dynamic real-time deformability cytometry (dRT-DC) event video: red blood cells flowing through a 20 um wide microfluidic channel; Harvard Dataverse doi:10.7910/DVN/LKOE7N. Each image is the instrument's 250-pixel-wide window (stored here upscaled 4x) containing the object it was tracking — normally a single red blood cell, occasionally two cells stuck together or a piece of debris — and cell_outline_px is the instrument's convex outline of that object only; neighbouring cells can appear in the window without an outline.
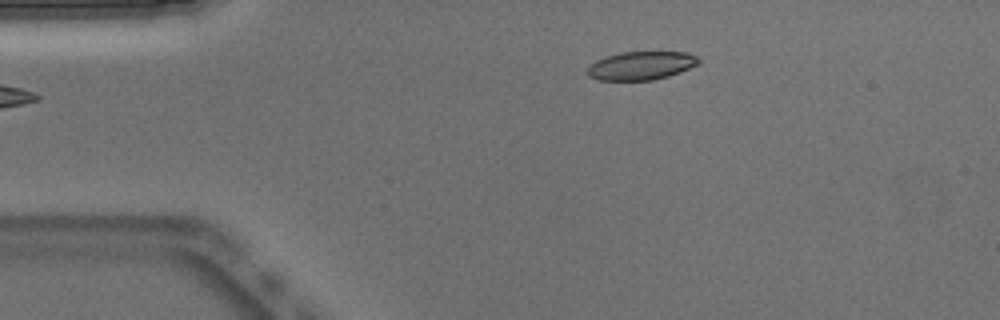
{"species": "Egyptian fruit bat (a non-hibernating species)", "species_latin": "Rousettus aegyptiacus", "temperature_condition": "warm", "stored_images_in_passage": 43, "camera_frame_rate_fps": 3000, "um_per_image_px": 0.085, "animal": {"sex": "male"}, "frame": {"image": 1, "passage_image": 1, "time_ms": 0.0, "image_size_px": [1000, 320], "cell_outline_px": [[700, 60], [696, 64], [680, 72], [668, 76], [652, 80], [596, 80], [588, 76], [588, 68], [596, 60], [604, 56], [620, 52], [688, 52], [696, 56]], "centroid_in_image_um": [54.46, 5.57], "position_along_channel_um": 30.5, "area_um2": 18.32}}
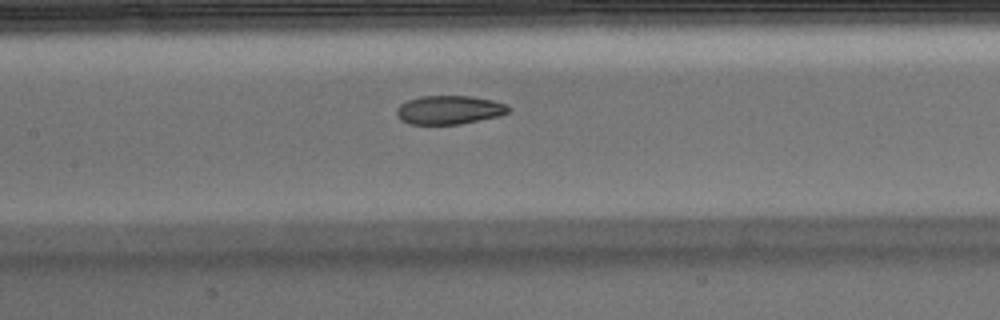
{"frame": {"image": 2, "passage_image": 15, "time_ms": 4.667, "image_size_px": [1000, 320], "cell_outline_px": [[512, 108], [508, 112], [500, 116], [460, 124], [408, 124], [400, 120], [396, 116], [396, 108], [400, 104], [408, 100], [420, 96], [472, 96], [492, 100], [508, 104]], "centroid_in_image_um": [38.18, 9.34], "position_along_channel_um": 169.2, "area_um2": 18.96}}
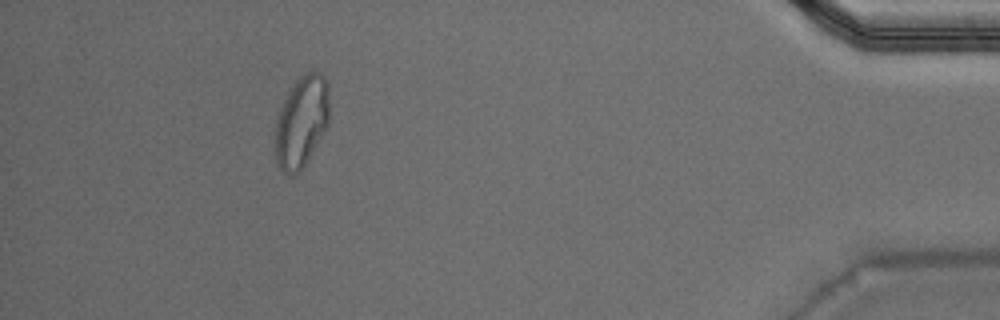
{"frame": {"image": 3, "passage_image": 38, "time_ms": 12.333, "image_size_px": [1000, 320], "cell_outline_px": [[328, 124], [304, 168], [300, 172], [292, 176], [288, 176], [280, 168], [276, 160], [276, 116], [288, 92], [296, 80], [304, 72], [320, 72], [328, 80]], "centroid_in_image_um": [25.63, 10.35], "position_along_channel_um": 409.6, "area_um2": 28.96}, "authors_computed_cell_mechanics": {"area_um2": 19.8254, "velocity_mm_per_s": 3.908, "shape_relaxation_time_tau1_ms": null, "shape_relaxation_time_tau2_ms": 2.6852, "deformation_change_tau1": null, "deformation_change_tau2": 0.0762}}